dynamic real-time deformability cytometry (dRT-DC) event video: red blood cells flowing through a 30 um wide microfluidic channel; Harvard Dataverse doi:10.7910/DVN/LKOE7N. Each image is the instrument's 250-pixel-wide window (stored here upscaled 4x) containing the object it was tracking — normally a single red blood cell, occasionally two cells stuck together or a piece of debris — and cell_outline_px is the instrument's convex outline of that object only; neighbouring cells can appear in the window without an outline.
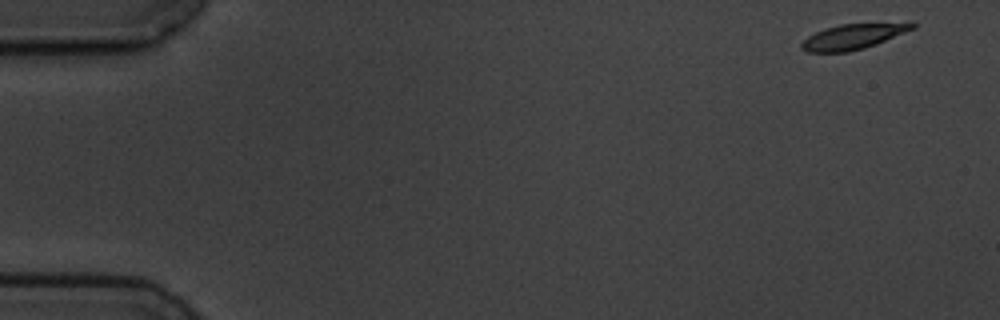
{"species": "common noctule bat (a hibernating species)", "species_latin": "Nyctalus noctula", "temperature_condition": "cold", "stored_images_in_passage": 5, "camera_frame_rate_fps": 3000, "um_per_image_px": 0.085, "animal": {"sex": "male", "body_mass_g": 19.5, "forearm_length_mm": 54.6}, "frame": {"image": 1, "passage_image": 1, "time_ms": 0.0, "image_size_px": [1000, 320], "cell_outline_px": [[916, 28], [876, 44], [864, 48], [848, 52], [808, 52], [800, 48], [800, 44], [808, 36], [824, 28], [840, 24], [912, 20], [916, 24]], "centroid_in_image_um": [72.63, 3.06], "position_along_channel_um": 12.4, "area_um2": 16.99}}
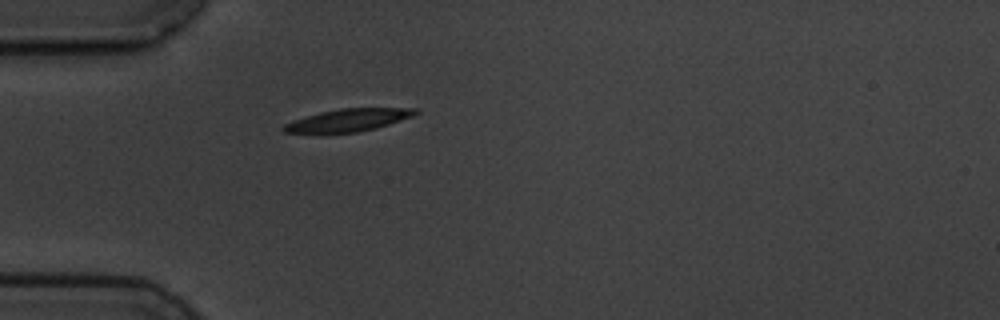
{"frame": {"image": 2, "passage_image": 5, "time_ms": 4.667, "image_size_px": [1000, 320], "cell_outline_px": [[420, 112], [412, 116], [376, 128], [356, 132], [320, 136], [316, 136], [284, 132], [280, 128], [284, 124], [292, 120], [320, 112], [340, 108], [416, 108]], "centroid_in_image_um": [29.45, 10.26], "position_along_channel_um": 55.6, "area_um2": 18.09}}